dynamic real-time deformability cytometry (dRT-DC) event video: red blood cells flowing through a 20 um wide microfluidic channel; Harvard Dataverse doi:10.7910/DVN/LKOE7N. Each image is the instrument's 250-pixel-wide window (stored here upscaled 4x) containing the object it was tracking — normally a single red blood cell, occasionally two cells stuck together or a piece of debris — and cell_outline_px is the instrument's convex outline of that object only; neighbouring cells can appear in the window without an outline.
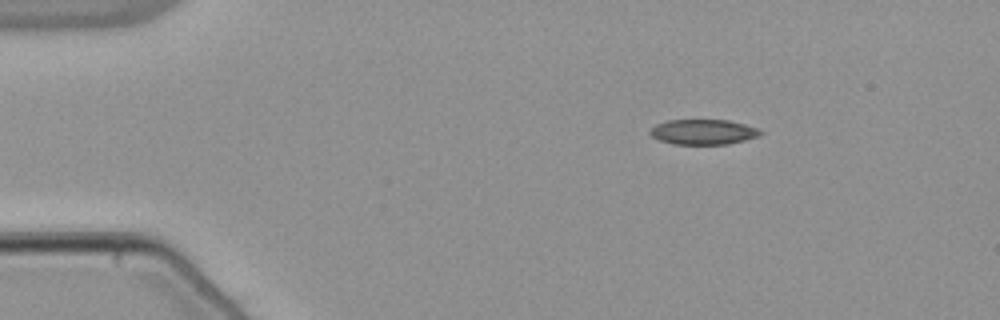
{"species": "common noctule bat (a hibernating species)", "species_latin": "Nyctalus noctula", "temperature_condition": "warm", "stored_images_in_passage": 50, "camera_frame_rate_fps": 3000, "um_per_image_px": 0.085, "animal": {"sex": "male", "body_mass_g": 21.5, "forearm_length_mm": 52.0}, "frame": {"image": 1, "passage_image": 5, "time_ms": 1.333, "image_size_px": [1000, 320], "cell_outline_px": [[764, 132], [760, 136], [728, 144], [672, 144], [660, 140], [652, 136], [648, 132], [656, 124], [668, 120], [728, 120], [760, 128]], "centroid_in_image_um": [59.81, 11.21], "position_along_channel_um": 25.2, "area_um2": 16.24}}
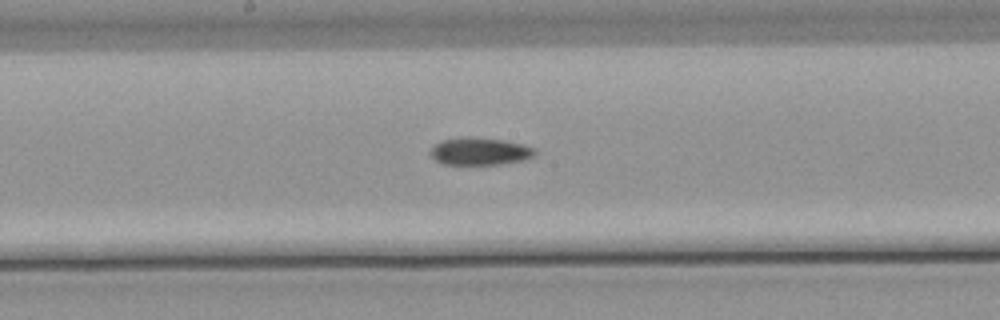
{"frame": {"image": 2, "passage_image": 25, "time_ms": 8.0, "image_size_px": [1000, 320], "cell_outline_px": [[536, 156], [524, 160], [500, 164], [444, 164], [436, 160], [428, 152], [440, 140], [472, 136], [504, 140], [524, 144], [536, 148]], "centroid_in_image_um": [40.83, 12.85], "position_along_channel_um": 207.4, "area_um2": 16.88}}
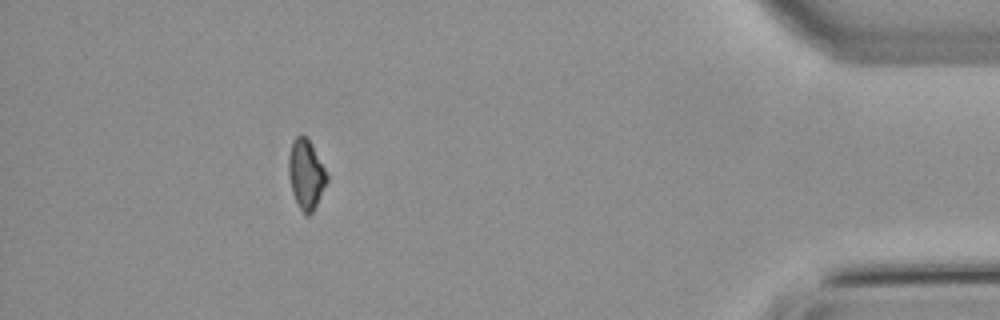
{"frame": {"image": 3, "passage_image": 45, "time_ms": 14.667, "image_size_px": [1000, 320], "cell_outline_px": [[328, 180], [312, 212], [308, 216], [300, 208], [292, 192], [288, 172], [288, 156], [292, 140], [296, 136], [304, 136], [308, 140], [324, 168], [328, 176]], "centroid_in_image_um": [25.99, 14.81], "position_along_channel_um": 409.2, "area_um2": 15.03}}